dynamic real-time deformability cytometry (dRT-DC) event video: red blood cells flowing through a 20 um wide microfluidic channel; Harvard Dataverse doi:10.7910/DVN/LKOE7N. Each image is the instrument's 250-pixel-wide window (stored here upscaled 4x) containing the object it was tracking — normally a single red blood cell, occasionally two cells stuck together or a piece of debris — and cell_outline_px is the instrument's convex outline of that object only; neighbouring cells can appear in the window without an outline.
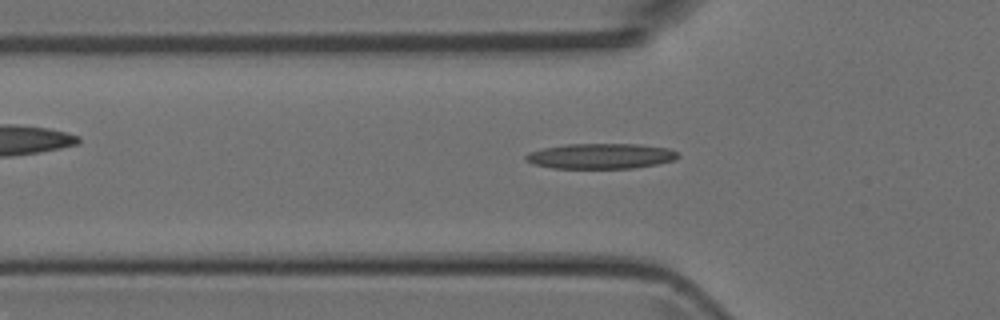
{"species": "Egyptian fruit bat (a non-hibernating species)", "species_latin": "Rousettus aegyptiacus", "temperature_condition": "room temperature", "stored_images_in_passage": 40, "camera_frame_rate_fps": 3000, "um_per_image_px": 0.085, "animal": {"sex": "female"}, "frame": {"image": 1, "passage_image": 13, "time_ms": 4.0, "image_size_px": [1000, 320], "cell_outline_px": [[680, 156], [676, 160], [636, 168], [552, 168], [532, 164], [524, 160], [524, 156], [528, 152], [544, 148], [568, 144], [640, 144], [668, 148], [676, 152]], "centroid_in_image_um": [51.05, 13.27], "position_along_channel_um": 74.7, "area_um2": 22.6}}
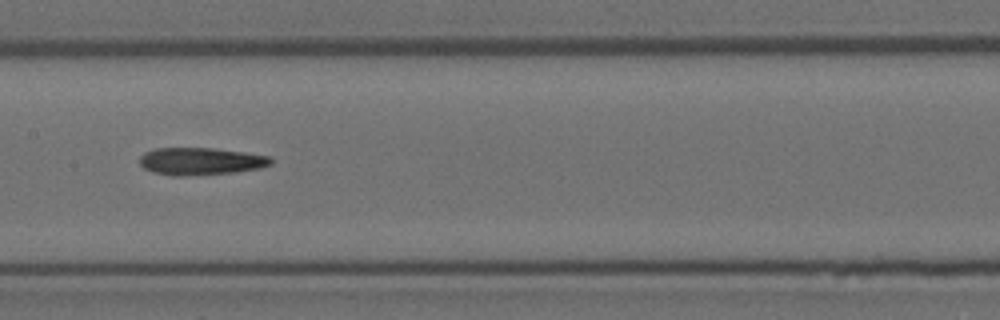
{"frame": {"image": 2, "passage_image": 21, "time_ms": 6.667, "image_size_px": [1000, 320], "cell_outline_px": [[272, 164], [260, 168], [236, 172], [184, 176], [172, 176], [152, 172], [144, 168], [140, 164], [140, 156], [144, 152], [156, 148], [212, 148], [244, 152], [272, 156]], "centroid_in_image_um": [17.06, 13.71], "position_along_channel_um": 190.3, "area_um2": 21.1}}
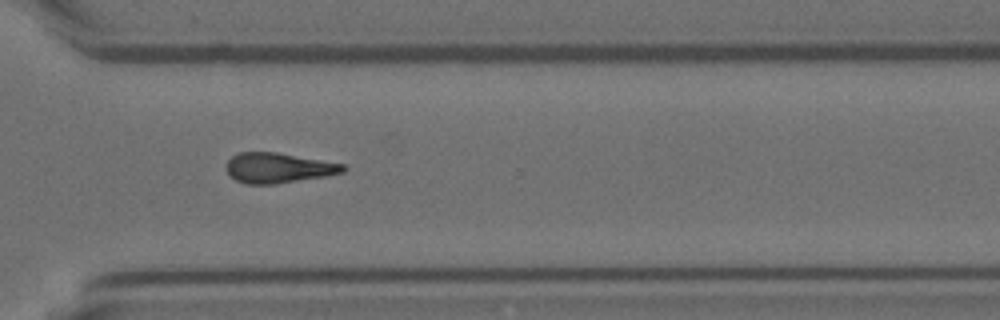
{"frame": {"image": 3, "passage_image": 32, "time_ms": 10.333, "image_size_px": [1000, 320], "cell_outline_px": [[348, 168], [344, 172], [324, 176], [276, 184], [244, 184], [236, 180], [224, 168], [224, 164], [232, 156], [240, 152], [276, 152], [344, 164]], "centroid_in_image_um": [23.62, 14.27], "position_along_channel_um": 347.0, "area_um2": 20.52}}